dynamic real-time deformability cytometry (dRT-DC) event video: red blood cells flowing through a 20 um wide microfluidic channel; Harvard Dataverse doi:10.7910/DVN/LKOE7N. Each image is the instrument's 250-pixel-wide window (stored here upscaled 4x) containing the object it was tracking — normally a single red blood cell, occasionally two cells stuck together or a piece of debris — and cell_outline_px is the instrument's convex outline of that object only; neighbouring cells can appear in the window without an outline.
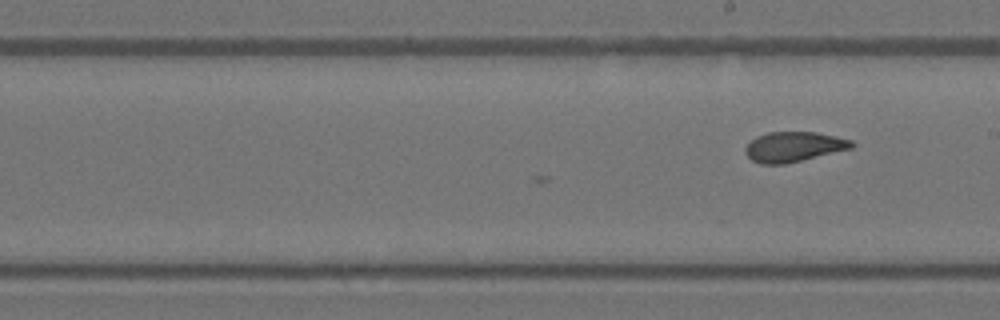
{"species": "Egyptian fruit bat (a non-hibernating species)", "species_latin": "Rousettus aegyptiacus", "temperature_condition": "warm", "stored_images_in_passage": 13, "camera_frame_rate_fps": 3000, "um_per_image_px": 0.085, "animal": {"sex": "female"}, "frame": {"image": 1, "passage_image": 13, "time_ms": 4.0, "image_size_px": [1000, 320], "cell_outline_px": [[856, 144], [852, 148], [784, 164], [760, 164], [752, 160], [744, 152], [744, 148], [756, 136], [768, 132], [816, 132], [836, 136], [852, 140]], "centroid_in_image_um": [67.46, 12.47], "position_along_channel_um": 221.5, "area_um2": 18.55}}